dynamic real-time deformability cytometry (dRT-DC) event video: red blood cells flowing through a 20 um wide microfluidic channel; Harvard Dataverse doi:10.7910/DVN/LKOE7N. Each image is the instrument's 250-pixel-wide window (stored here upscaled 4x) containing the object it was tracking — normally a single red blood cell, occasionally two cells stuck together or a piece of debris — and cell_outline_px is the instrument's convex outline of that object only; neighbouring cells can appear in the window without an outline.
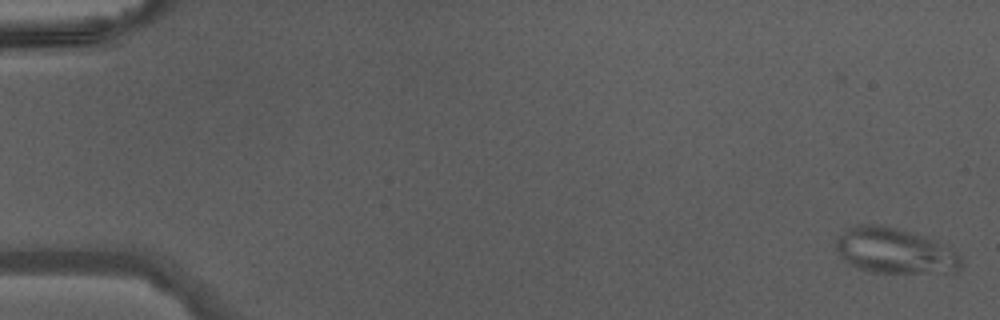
{"species": "Egyptian fruit bat (a non-hibernating species)", "species_latin": "Rousettus aegyptiacus", "temperature_condition": "warm", "stored_images_in_passage": 46, "camera_frame_rate_fps": 3000, "um_per_image_px": 0.085, "animal": {"sex": "male"}, "frame": {"image": 1, "passage_image": 1, "time_ms": 0.0, "image_size_px": [1000, 320], "cell_outline_px": [[964, 264], [956, 272], [872, 272], [848, 264], [844, 260], [836, 248], [836, 240], [844, 228], [856, 224], [880, 224], [896, 228], [924, 236], [936, 240], [960, 256], [964, 260]], "centroid_in_image_um": [76.03, 21.3], "position_along_channel_um": 9.0, "area_um2": 33.18}}
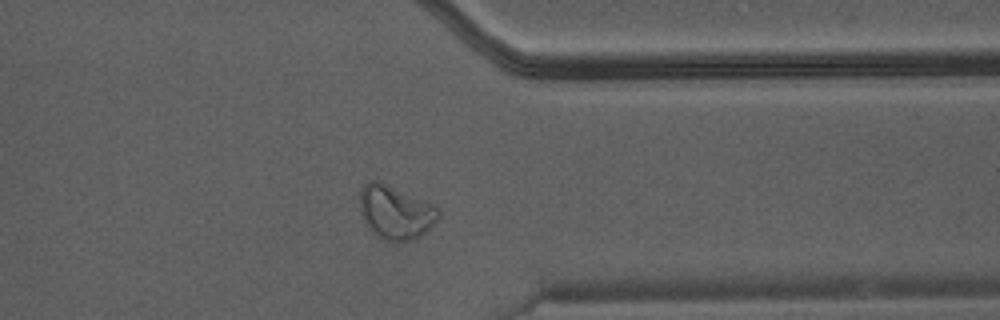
{"frame": {"image": 2, "passage_image": 37, "time_ms": 12.0, "image_size_px": [1000, 320], "cell_outline_px": [[440, 220], [420, 236], [412, 240], [400, 244], [384, 240], [376, 236], [364, 220], [360, 212], [360, 192], [364, 184], [368, 180], [380, 180], [432, 204], [440, 212]], "centroid_in_image_um": [33.62, 18.06], "position_along_channel_um": 377.8, "area_um2": 24.97}}
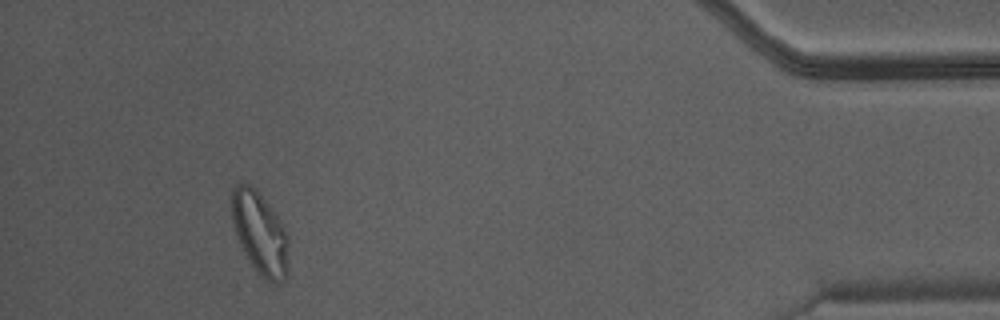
{"frame": {"image": 3, "passage_image": 43, "time_ms": 14.0, "image_size_px": [1000, 320], "cell_outline_px": [[288, 276], [284, 280], [276, 284], [260, 276], [256, 272], [240, 248], [236, 236], [232, 220], [232, 188], [236, 184], [252, 184], [256, 188], [272, 208], [280, 220], [288, 236]], "centroid_in_image_um": [22.1, 19.84], "position_along_channel_um": 413.1, "area_um2": 27.8}}